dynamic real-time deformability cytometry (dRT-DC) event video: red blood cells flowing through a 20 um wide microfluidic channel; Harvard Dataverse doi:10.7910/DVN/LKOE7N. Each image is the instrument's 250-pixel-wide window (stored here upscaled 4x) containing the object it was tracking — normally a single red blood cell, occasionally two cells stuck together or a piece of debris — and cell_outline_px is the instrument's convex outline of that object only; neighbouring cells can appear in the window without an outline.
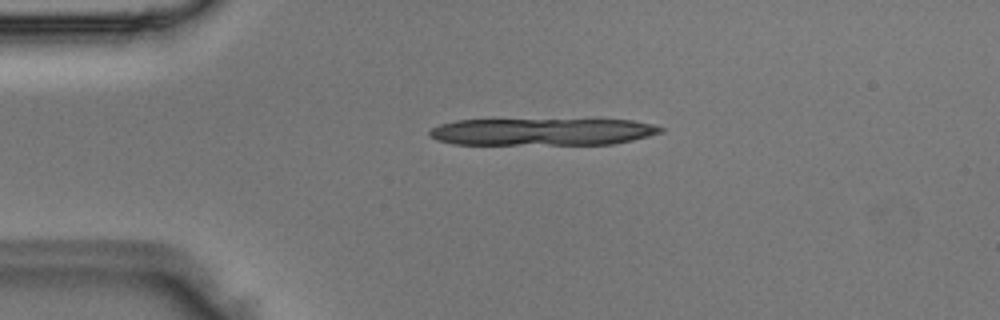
{"species": "Egyptian fruit bat (a non-hibernating species)", "species_latin": "Rousettus aegyptiacus", "temperature_condition": "room temperature", "stored_images_in_passage": 4, "camera_frame_rate_fps": 3000, "um_per_image_px": 0.085, "animal": {"sex": "male"}, "frame": {"image": 1, "passage_image": 3, "time_ms": 0.667, "image_size_px": [1000, 320], "cell_outline_px": [[664, 132], [632, 140], [612, 144], [452, 144], [436, 140], [428, 136], [428, 132], [432, 128], [440, 124], [456, 120], [632, 120], [652, 124], [664, 128]], "centroid_in_image_um": [46.07, 11.2], "position_along_channel_um": 38.9, "area_um2": 36.53}}